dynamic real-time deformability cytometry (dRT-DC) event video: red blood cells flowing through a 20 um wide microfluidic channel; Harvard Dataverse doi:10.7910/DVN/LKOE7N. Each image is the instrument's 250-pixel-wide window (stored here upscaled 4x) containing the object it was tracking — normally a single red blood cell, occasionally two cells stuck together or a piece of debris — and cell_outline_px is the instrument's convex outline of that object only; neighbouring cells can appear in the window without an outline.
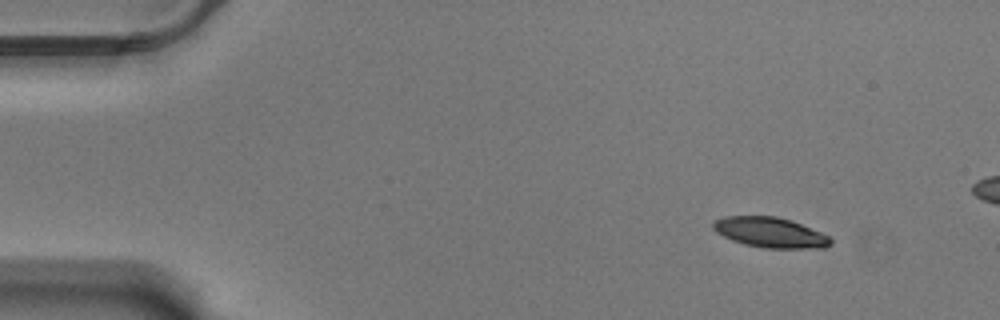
{"species": "Egyptian fruit bat (a non-hibernating species)", "species_latin": "Rousettus aegyptiacus", "temperature_condition": "warm", "stored_images_in_passage": 13, "camera_frame_rate_fps": 3000, "um_per_image_px": 0.085, "animal": {"sex": "male"}, "frame": {"image": 1, "passage_image": 1, "time_ms": 0.0, "image_size_px": [1000, 320], "cell_outline_px": [[832, 244], [824, 248], [764, 248], [744, 244], [732, 240], [716, 232], [712, 228], [712, 224], [716, 220], [724, 216], [776, 216], [792, 220], [820, 232], [828, 236], [832, 240]], "centroid_in_image_um": [65.47, 19.76], "position_along_channel_um": 19.5, "area_um2": 20.69}}